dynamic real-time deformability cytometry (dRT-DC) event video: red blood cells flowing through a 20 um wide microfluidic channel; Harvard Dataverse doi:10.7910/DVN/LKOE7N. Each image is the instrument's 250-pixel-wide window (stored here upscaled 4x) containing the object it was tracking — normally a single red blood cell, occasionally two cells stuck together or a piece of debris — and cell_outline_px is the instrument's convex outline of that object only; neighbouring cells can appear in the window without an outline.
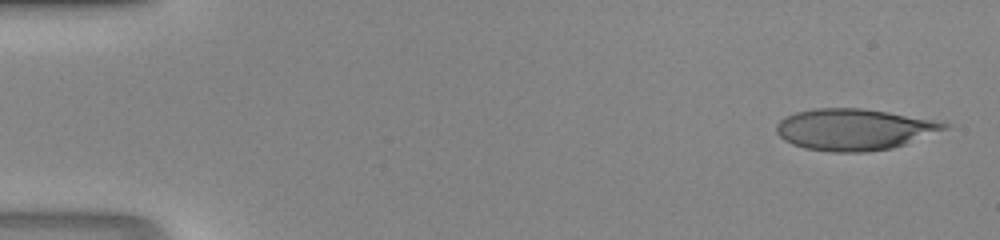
{"species": "human", "species_latin": "Homo sapiens", "temperature_condition": "room temperature", "stored_images_in_passage": 46, "camera_frame_rate_fps": 3000, "um_per_image_px": 0.085, "donor": {"sex": "male"}, "frame": {"image": 1, "passage_image": 1, "time_ms": 0.0, "image_size_px": [1000, 240], "cell_outline_px": [[952, 128], [892, 148], [868, 152], [832, 152], [804, 148], [792, 144], [784, 140], [776, 132], [776, 124], [780, 120], [796, 112], [816, 108], [860, 108], [888, 112], [932, 120], [952, 124]], "centroid_in_image_um": [72.62, 11.01], "position_along_channel_um": 12.4, "area_um2": 40.52}}
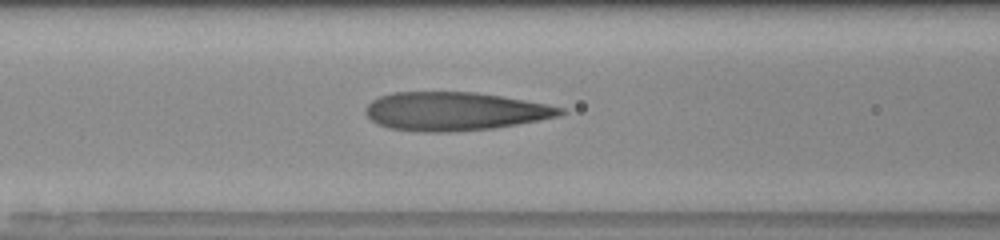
{"frame": {"image": 2, "passage_image": 19, "time_ms": 6.0, "image_size_px": [1000, 240], "cell_outline_px": [[568, 112], [560, 116], [540, 120], [496, 128], [452, 132], [424, 132], [388, 128], [372, 120], [364, 112], [364, 108], [372, 100], [380, 96], [392, 92], [476, 92], [548, 104], [564, 108]], "centroid_in_image_um": [38.67, 9.46], "position_along_channel_um": 127.9, "area_um2": 43.87}}
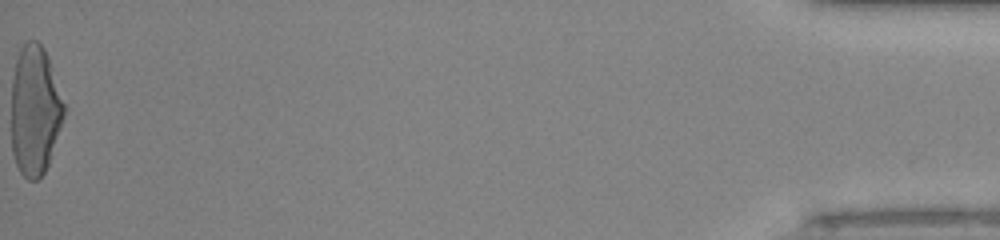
{"frame": {"image": 3, "passage_image": 46, "time_ms": 15.0, "image_size_px": [1000, 240], "cell_outline_px": [[64, 116], [48, 164], [44, 172], [36, 180], [28, 180], [20, 172], [16, 164], [12, 152], [12, 80], [16, 60], [20, 48], [24, 40], [36, 40], [44, 48], [48, 56], [64, 104]], "centroid_in_image_um": [2.95, 9.36], "position_along_channel_um": 432.3, "area_um2": 39.59}}